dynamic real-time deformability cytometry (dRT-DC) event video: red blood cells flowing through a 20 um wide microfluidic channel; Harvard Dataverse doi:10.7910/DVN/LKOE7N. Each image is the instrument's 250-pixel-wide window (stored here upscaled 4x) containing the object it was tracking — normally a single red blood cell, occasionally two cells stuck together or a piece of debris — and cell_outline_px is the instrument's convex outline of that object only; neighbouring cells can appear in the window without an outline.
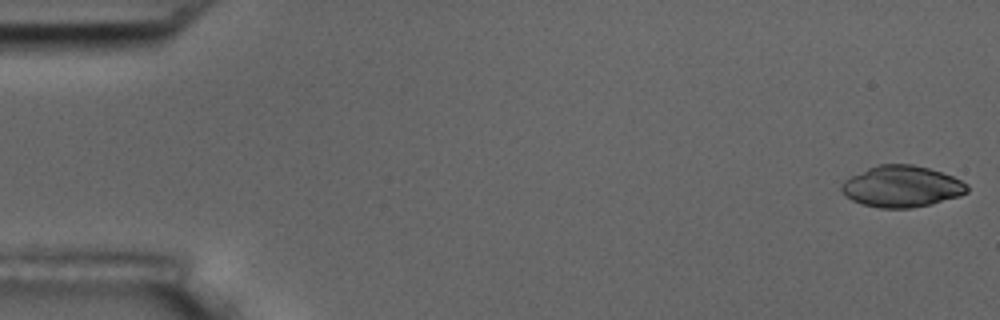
{"species": "common noctule bat (a hibernating species)", "species_latin": "Nyctalus noctula", "temperature_condition": "room temperature", "stored_images_in_passage": 4, "camera_frame_rate_fps": 3000, "um_per_image_px": 0.085, "animal": {"sex": "male", "body_mass_g": 17.5, "forearm_length_mm": 52.3}, "frame": {"image": 1, "passage_image": 1, "time_ms": 0.0, "image_size_px": [1000, 320], "cell_outline_px": [[968, 192], [960, 196], [932, 204], [912, 208], [880, 208], [860, 204], [852, 200], [840, 188], [840, 184], [844, 180], [868, 168], [880, 164], [912, 164], [928, 168], [952, 176], [968, 184]], "centroid_in_image_um": [76.66, 15.86], "position_along_channel_um": 8.3, "area_um2": 30.23}}